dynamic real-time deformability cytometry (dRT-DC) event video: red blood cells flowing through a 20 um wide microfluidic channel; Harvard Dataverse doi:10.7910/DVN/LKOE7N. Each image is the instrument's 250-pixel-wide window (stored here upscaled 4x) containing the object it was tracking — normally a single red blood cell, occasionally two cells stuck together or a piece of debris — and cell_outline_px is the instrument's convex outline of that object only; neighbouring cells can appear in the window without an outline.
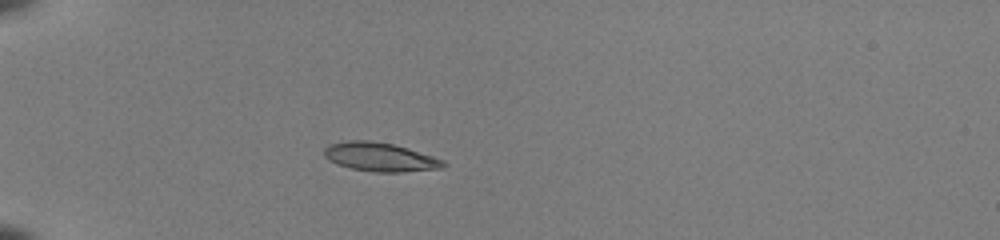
{"species": "common noctule bat (a hibernating species)", "species_latin": "Nyctalus noctula", "temperature_condition": "room temperature", "stored_images_in_passage": 36, "camera_frame_rate_fps": 3000, "um_per_image_px": 0.085, "animal": {"sex": "female", "body_mass_g": 22.0, "forearm_length_mm": 56.7}, "frame": {"image": 1, "passage_image": 1, "time_ms": 0.0, "image_size_px": [1000, 240], "cell_outline_px": [[448, 164], [444, 168], [404, 172], [372, 172], [352, 168], [336, 164], [328, 160], [324, 156], [324, 148], [328, 144], [344, 140], [368, 140], [392, 144], [408, 148], [444, 160]], "centroid_in_image_um": [32.29, 13.34], "position_along_channel_um": 52.7, "area_um2": 20.23}}
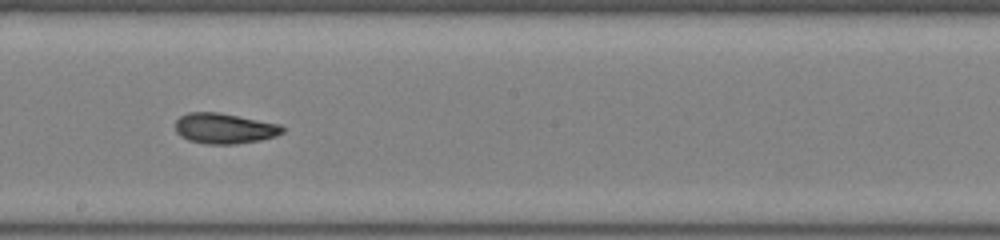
{"frame": {"image": 2, "passage_image": 16, "time_ms": 5.0, "image_size_px": [1000, 240], "cell_outline_px": [[284, 132], [276, 136], [260, 140], [236, 144], [204, 144], [188, 140], [180, 136], [176, 132], [176, 120], [180, 116], [188, 112], [220, 112], [280, 124], [284, 128]], "centroid_in_image_um": [19.07, 10.91], "position_along_channel_um": 229.1, "area_um2": 19.19}}
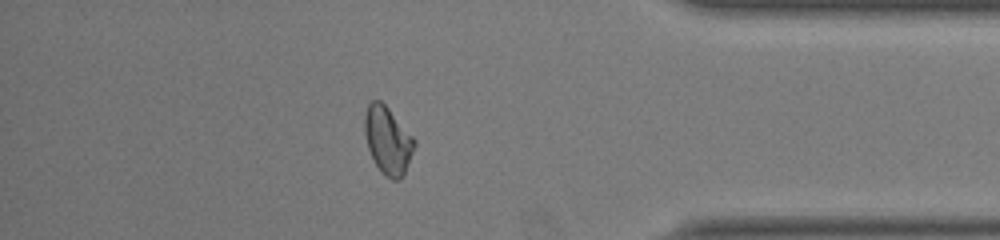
{"frame": {"image": 3, "passage_image": 30, "time_ms": 9.667, "image_size_px": [1000, 240], "cell_outline_px": [[416, 144], [404, 172], [400, 180], [392, 180], [384, 176], [380, 172], [368, 148], [364, 132], [364, 116], [368, 104], [372, 100], [380, 100], [388, 108], [416, 140]], "centroid_in_image_um": [32.95, 11.93], "position_along_channel_um": 402.3, "area_um2": 19.42}, "authors_computed_cell_mechanics": {"area_um2": 19.1607, "velocity_mm_per_s": 4.0979, "shape_relaxation_time_tau1_ms": null, "shape_relaxation_time_tau2_ms": 1.9585, "deformation_change_tau1": null, "deformation_change_tau2": 0.0637}}